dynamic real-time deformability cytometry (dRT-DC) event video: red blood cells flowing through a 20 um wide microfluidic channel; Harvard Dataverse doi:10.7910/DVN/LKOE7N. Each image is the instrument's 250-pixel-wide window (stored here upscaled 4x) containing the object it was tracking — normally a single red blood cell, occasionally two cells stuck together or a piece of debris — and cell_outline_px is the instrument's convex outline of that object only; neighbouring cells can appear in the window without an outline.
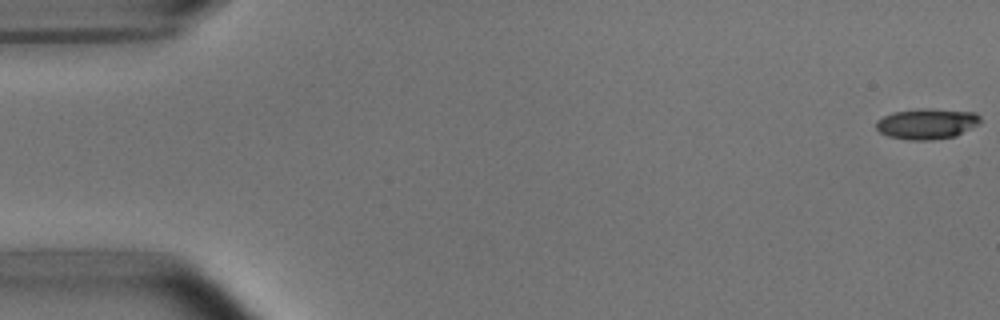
{"species": "common noctule bat (a hibernating species)", "species_latin": "Nyctalus noctula", "temperature_condition": "room temperature", "stored_images_in_passage": 13, "camera_frame_rate_fps": 3000, "um_per_image_px": 0.085, "animal": {"sex": "male", "body_mass_g": 15.6}, "frame": {"image": 1, "passage_image": 1, "time_ms": 0.0, "image_size_px": [1000, 320], "cell_outline_px": [[980, 124], [956, 136], [932, 140], [908, 140], [888, 136], [880, 132], [876, 128], [876, 120], [892, 112], [920, 108], [928, 108], [976, 112], [980, 116]], "centroid_in_image_um": [78.79, 10.51], "position_along_channel_um": 6.2, "area_um2": 18.84}}